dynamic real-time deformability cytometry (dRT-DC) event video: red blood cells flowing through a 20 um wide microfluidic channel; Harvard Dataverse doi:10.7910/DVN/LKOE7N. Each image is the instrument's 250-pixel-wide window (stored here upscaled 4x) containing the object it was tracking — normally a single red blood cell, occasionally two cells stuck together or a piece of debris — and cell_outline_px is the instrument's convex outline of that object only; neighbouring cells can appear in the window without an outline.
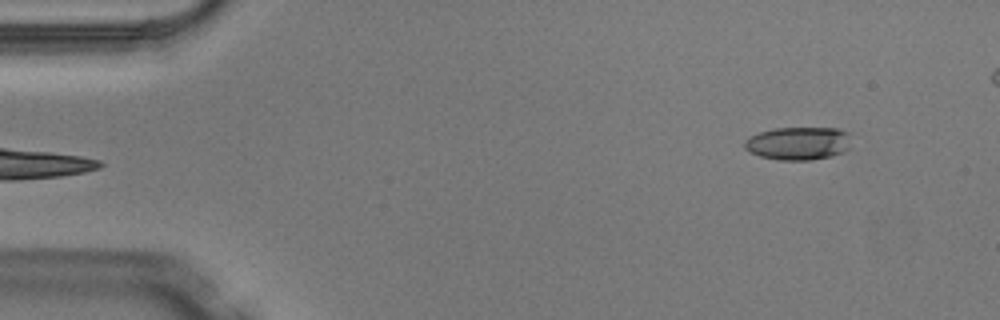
{"species": "Egyptian fruit bat (a non-hibernating species)", "species_latin": "Rousettus aegyptiacus", "temperature_condition": "warm", "stored_images_in_passage": 4, "camera_frame_rate_fps": 3000, "um_per_image_px": 0.085, "animal": {"sex": "male"}, "frame": {"image": 1, "passage_image": 4, "time_ms": 1.0, "image_size_px": [1000, 320], "cell_outline_px": [[852, 132], [848, 148], [844, 152], [832, 156], [812, 160], [780, 160], [760, 156], [748, 152], [744, 148], [744, 140], [748, 136], [760, 132], [776, 128], [836, 128]], "centroid_in_image_um": [67.87, 12.18], "position_along_channel_um": 17.1, "area_um2": 20.92}}